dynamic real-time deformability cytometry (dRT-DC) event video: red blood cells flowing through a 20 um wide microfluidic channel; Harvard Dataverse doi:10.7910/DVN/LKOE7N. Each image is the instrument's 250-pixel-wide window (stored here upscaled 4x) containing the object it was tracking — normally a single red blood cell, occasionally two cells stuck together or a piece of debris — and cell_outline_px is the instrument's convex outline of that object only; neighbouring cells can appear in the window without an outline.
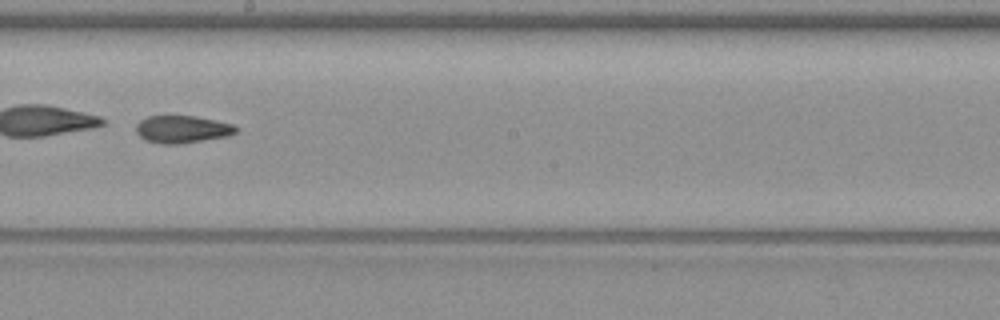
{"species": "common noctule bat (a hibernating species)", "species_latin": "Nyctalus noctula", "temperature_condition": "warm", "stored_images_in_passage": 42, "camera_frame_rate_fps": 3000, "um_per_image_px": 0.085, "animal": {"sex": "female", "body_mass_g": 19.3, "forearm_length_mm": 54.1}, "frame": {"image": 1, "passage_image": 19, "time_ms": 6.0, "image_size_px": [1000, 320], "cell_outline_px": [[236, 132], [228, 136], [180, 144], [160, 144], [144, 140], [136, 132], [136, 124], [140, 120], [148, 116], [196, 116], [232, 124], [236, 128]], "centroid_in_image_um": [15.44, 10.99], "position_along_channel_um": 232.8, "area_um2": 15.95}, "authors_computed_cell_mechanics": {"area_um2": 17.2533, "velocity_mm_per_s": 3.6902, "shape_relaxation_time_tau1_ms": 9.0338, "shape_relaxation_time_tau2_ms": 2.1287, "deformation_change_tau1": 0.1814, "deformation_change_tau2": 0.0787}}